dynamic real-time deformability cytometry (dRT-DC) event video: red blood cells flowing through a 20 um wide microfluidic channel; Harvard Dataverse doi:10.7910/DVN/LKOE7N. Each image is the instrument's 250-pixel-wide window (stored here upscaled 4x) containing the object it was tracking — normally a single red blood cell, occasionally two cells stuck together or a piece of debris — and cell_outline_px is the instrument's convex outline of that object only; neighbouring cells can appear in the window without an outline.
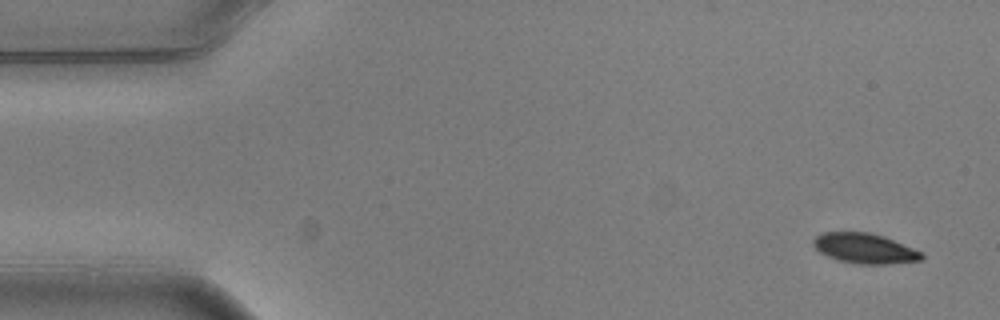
{"species": "common noctule bat (a hibernating species)", "species_latin": "Nyctalus noctula", "temperature_condition": "warm", "stored_images_in_passage": 3, "camera_frame_rate_fps": 3000, "um_per_image_px": 0.085, "animal": {"sex": "male", "body_mass_g": 20.5, "forearm_length_mm": 52.5}, "frame": {"image": 1, "passage_image": 1, "time_ms": 0.0, "image_size_px": [1000, 320], "cell_outline_px": [[924, 256], [920, 260], [888, 264], [860, 264], [836, 260], [820, 252], [812, 244], [812, 240], [820, 232], [872, 232], [884, 236], [924, 252]], "centroid_in_image_um": [73.5, 21.1], "position_along_channel_um": 11.5, "area_um2": 19.19}}